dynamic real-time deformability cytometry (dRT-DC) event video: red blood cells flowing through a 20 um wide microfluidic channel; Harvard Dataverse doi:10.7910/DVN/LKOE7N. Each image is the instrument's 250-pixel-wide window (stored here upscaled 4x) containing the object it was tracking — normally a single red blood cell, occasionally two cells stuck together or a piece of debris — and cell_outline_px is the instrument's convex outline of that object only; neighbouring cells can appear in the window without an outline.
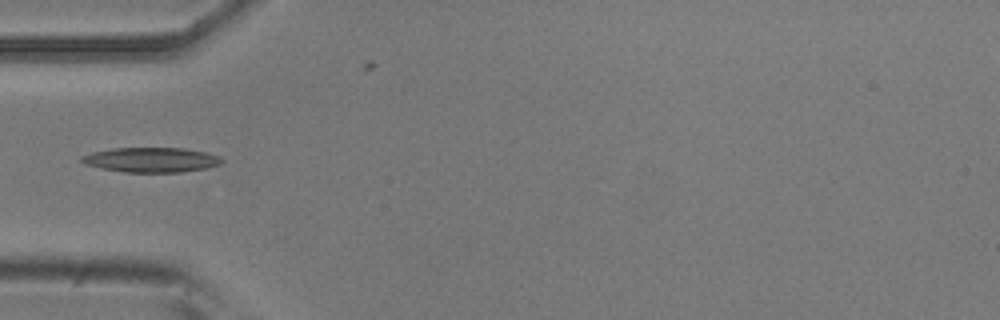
{"species": "common noctule bat (a hibernating species)", "species_latin": "Nyctalus noctula", "temperature_condition": "room temperature", "stored_images_in_passage": 3, "camera_frame_rate_fps": 3000, "um_per_image_px": 0.085, "animal": {"sex": "male", "body_mass_g": 20.5, "forearm_length_mm": 52.5}, "frame": {"image": 1, "passage_image": 2, "time_ms": 0.333, "image_size_px": [1000, 320], "cell_outline_px": [[224, 160], [220, 164], [208, 168], [180, 172], [124, 172], [84, 164], [80, 160], [80, 156], [92, 152], [112, 148], [184, 148], [204, 152], [220, 156]], "centroid_in_image_um": [12.86, 13.58], "position_along_channel_um": 72.1, "area_um2": 20.23}}